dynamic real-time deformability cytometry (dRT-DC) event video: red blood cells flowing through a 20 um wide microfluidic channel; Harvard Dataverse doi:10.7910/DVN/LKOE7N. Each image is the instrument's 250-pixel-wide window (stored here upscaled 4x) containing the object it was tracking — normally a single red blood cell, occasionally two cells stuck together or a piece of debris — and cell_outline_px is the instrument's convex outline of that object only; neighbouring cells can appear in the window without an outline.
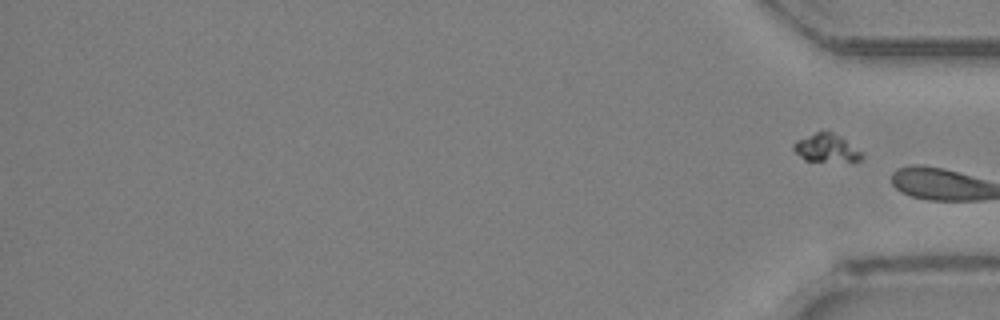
{"species": "Egyptian fruit bat (a non-hibernating species)", "species_latin": "Rousettus aegyptiacus", "temperature_condition": "room temperature", "stored_images_in_passage": 30, "segment_of_instrument_passage": [2, 2], "camera_frame_rate_fps": 3000, "um_per_image_px": 0.085, "animal": {"sex": "female"}, "frame": {"image": 1, "passage_image": 30, "time_ms": 9.667, "image_size_px": [1000, 320], "cell_outline_px": [[864, 156], [860, 160], [852, 164], [804, 160], [792, 148], [792, 144], [796, 140], [816, 132], [832, 132], [840, 136], [864, 152]], "centroid_in_image_um": [70.32, 12.64], "position_along_channel_um": 364.9, "area_um2": 11.73}}